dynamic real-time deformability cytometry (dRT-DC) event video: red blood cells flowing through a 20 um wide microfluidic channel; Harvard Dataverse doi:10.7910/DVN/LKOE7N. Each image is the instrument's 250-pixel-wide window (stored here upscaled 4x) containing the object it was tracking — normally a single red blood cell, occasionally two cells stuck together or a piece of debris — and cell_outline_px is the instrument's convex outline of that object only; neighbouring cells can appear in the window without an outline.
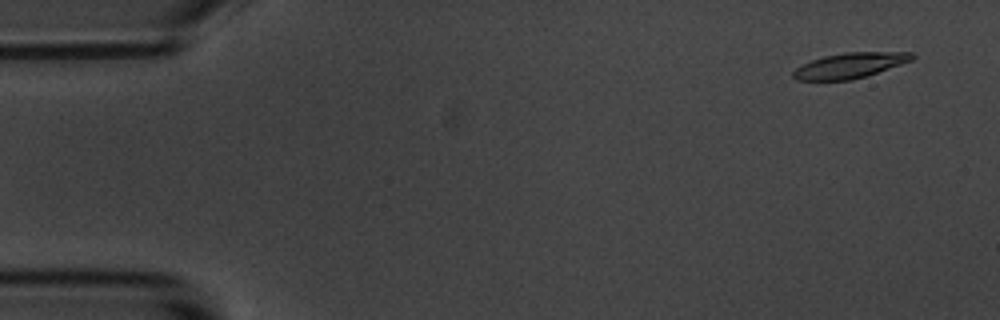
{"species": "common noctule bat (a hibernating species)", "species_latin": "Nyctalus noctula", "temperature_condition": "room temperature", "stored_images_in_passage": 4, "camera_frame_rate_fps": 3000, "um_per_image_px": 0.085, "animal": {"sex": "male", "body_mass_g": 20.1, "forearm_length_mm": 53.5}, "frame": {"image": 1, "passage_image": 1, "time_ms": 0.0, "image_size_px": [1000, 320], "cell_outline_px": [[916, 56], [912, 60], [852, 80], [796, 80], [792, 76], [792, 72], [796, 68], [812, 60], [824, 56], [844, 52], [912, 52]], "centroid_in_image_um": [72.22, 5.56], "position_along_channel_um": 12.8, "area_um2": 17.28}}